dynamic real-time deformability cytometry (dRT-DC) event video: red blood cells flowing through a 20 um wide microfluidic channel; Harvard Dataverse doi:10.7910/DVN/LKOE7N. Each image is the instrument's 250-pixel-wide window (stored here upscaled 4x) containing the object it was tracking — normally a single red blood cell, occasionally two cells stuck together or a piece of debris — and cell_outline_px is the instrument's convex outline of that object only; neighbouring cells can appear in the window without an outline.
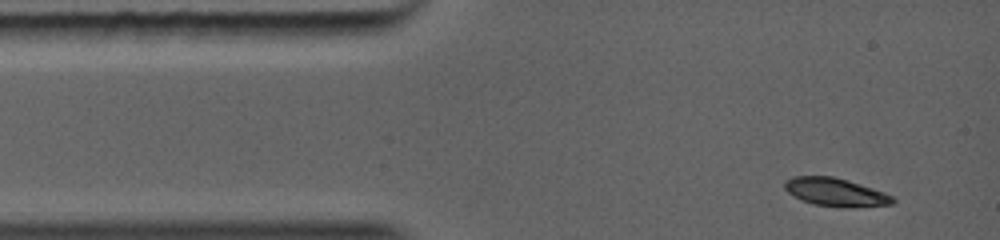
{"species": "common noctule bat (a hibernating species)", "species_latin": "Nyctalus noctula", "temperature_condition": "warm", "stored_images_in_passage": 20, "camera_frame_rate_fps": 5000, "um_per_image_px": 0.085, "animal": {"sex": "female", "body_mass_g": 19.0, "forearm_length_mm": 56.7}, "frame": {"image": 1, "passage_image": 1, "time_ms": 0.0, "image_size_px": [1000, 240], "cell_outline_px": [[896, 200], [892, 204], [812, 204], [792, 196], [784, 188], [784, 180], [792, 176], [832, 176], [848, 180], [884, 192], [892, 196]], "centroid_in_image_um": [70.9, 16.25], "position_along_channel_um": 14.1, "area_um2": 16.7}}
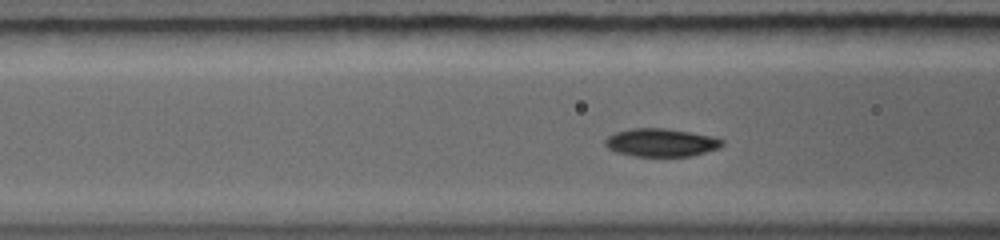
{"frame": {"image": 2, "passage_image": 10, "time_ms": 3.0, "image_size_px": [1000, 240], "cell_outline_px": [[724, 144], [720, 148], [696, 156], [632, 156], [616, 152], [608, 148], [604, 144], [604, 140], [620, 132], [644, 128], [684, 132], [704, 136], [720, 140]], "centroid_in_image_um": [56.19, 12.18], "position_along_channel_um": 110.4, "area_um2": 18.15}}
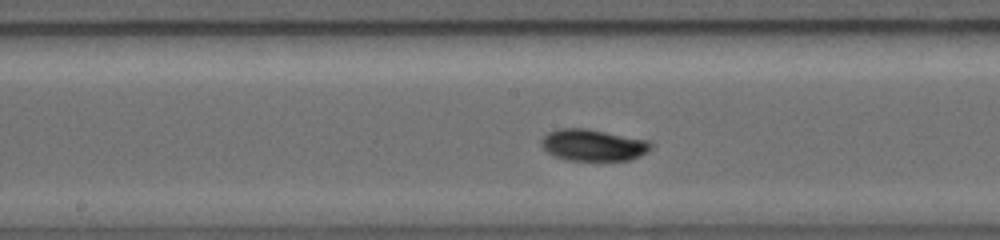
{"frame": {"image": 3, "passage_image": 15, "time_ms": 4.8, "image_size_px": [1000, 240], "cell_outline_px": [[648, 148], [640, 156], [632, 160], [608, 164], [592, 164], [568, 160], [556, 156], [548, 152], [544, 148], [544, 140], [548, 136], [556, 132], [596, 132], [636, 140], [648, 144]], "centroid_in_image_um": [50.46, 12.54], "position_along_channel_um": 197.7, "area_um2": 18.5}}